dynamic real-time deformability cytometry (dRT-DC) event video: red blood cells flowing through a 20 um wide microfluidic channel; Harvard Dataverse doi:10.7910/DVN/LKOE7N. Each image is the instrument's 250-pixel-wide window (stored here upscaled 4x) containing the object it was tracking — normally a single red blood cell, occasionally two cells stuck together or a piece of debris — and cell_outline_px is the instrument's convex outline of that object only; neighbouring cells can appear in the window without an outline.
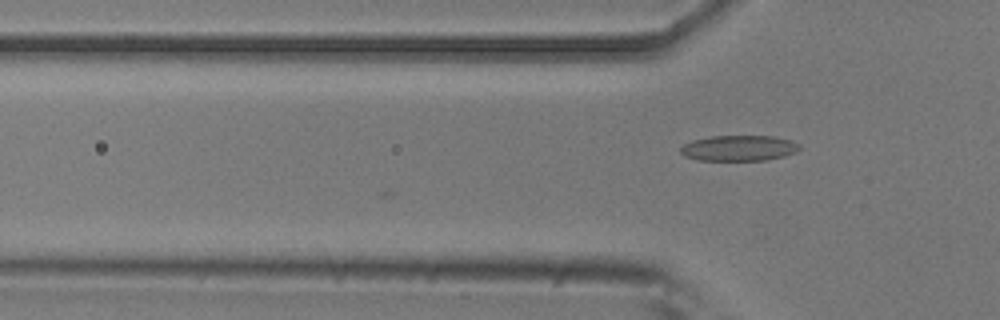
{"species": "common noctule bat (a hibernating species)", "species_latin": "Nyctalus noctula", "temperature_condition": "room temperature", "stored_images_in_passage": 7, "camera_frame_rate_fps": 3000, "um_per_image_px": 0.085, "animal": {"sex": "male", "body_mass_g": 20.5, "forearm_length_mm": 52.5}, "frame": {"image": 1, "passage_image": 4, "time_ms": 1.0, "image_size_px": [1000, 320], "cell_outline_px": [[800, 148], [796, 152], [784, 156], [768, 160], [700, 160], [684, 156], [680, 152], [680, 148], [684, 144], [692, 140], [712, 136], [776, 136], [800, 144]], "centroid_in_image_um": [62.81, 12.59], "position_along_channel_um": 63.0, "area_um2": 17.74}}
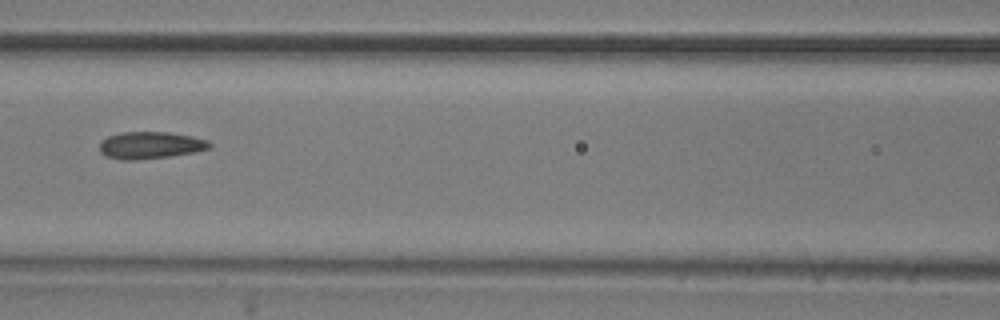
{"frame": {"image": 2, "passage_image": 6, "time_ms": 1.667, "image_size_px": [1000, 320], "cell_outline_px": [[212, 148], [172, 156], [136, 160], [120, 160], [108, 156], [100, 152], [100, 144], [108, 136], [120, 132], [168, 132], [192, 136], [208, 140], [212, 144]], "centroid_in_image_um": [12.81, 12.34], "position_along_channel_um": 153.8, "area_um2": 17.34}}
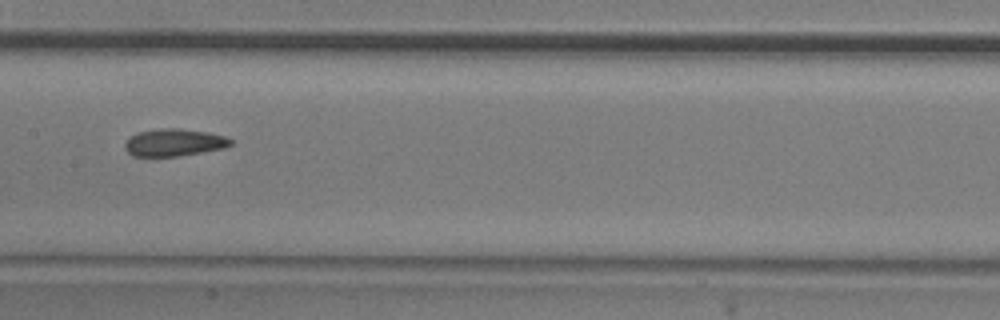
{"frame": {"image": 3, "passage_image": 7, "time_ms": 2.0, "image_size_px": [1000, 320], "cell_outline_px": [[232, 144], [224, 148], [180, 156], [132, 156], [124, 148], [124, 144], [136, 132], [160, 128], [180, 128], [208, 132], [224, 136], [232, 140]], "centroid_in_image_um": [14.79, 12.11], "position_along_channel_um": 192.6, "area_um2": 16.88}}